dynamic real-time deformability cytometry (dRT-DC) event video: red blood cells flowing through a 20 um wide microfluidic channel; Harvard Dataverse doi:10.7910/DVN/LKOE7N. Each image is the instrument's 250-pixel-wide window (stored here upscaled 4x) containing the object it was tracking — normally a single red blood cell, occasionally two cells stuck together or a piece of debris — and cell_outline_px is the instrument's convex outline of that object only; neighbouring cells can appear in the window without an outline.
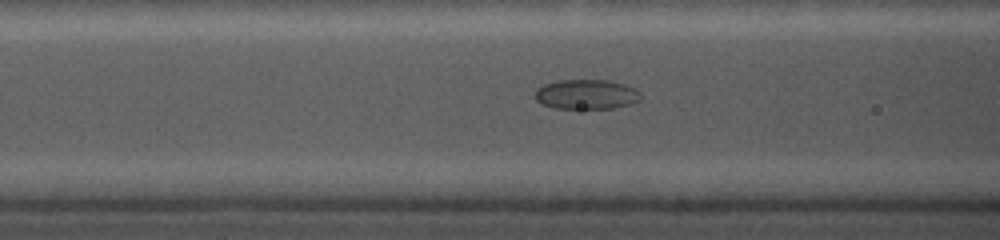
{"species": "common noctule bat (a hibernating species)", "species_latin": "Nyctalus noctula", "temperature_condition": "cold", "stored_images_in_passage": 36, "camera_frame_rate_fps": 5000, "um_per_image_px": 0.085, "animal": {"sex": "female", "body_mass_g": 19.0, "forearm_length_mm": 56.7}, "frame": {"image": 1, "passage_image": 14, "time_ms": 4.8, "image_size_px": [1000, 240], "cell_outline_px": [[640, 100], [628, 104], [612, 108], [556, 108], [540, 104], [532, 96], [536, 88], [544, 84], [556, 80], [608, 80], [624, 84], [636, 88], [640, 92]], "centroid_in_image_um": [49.78, 8.01], "position_along_channel_um": 116.8, "area_um2": 18.5}}
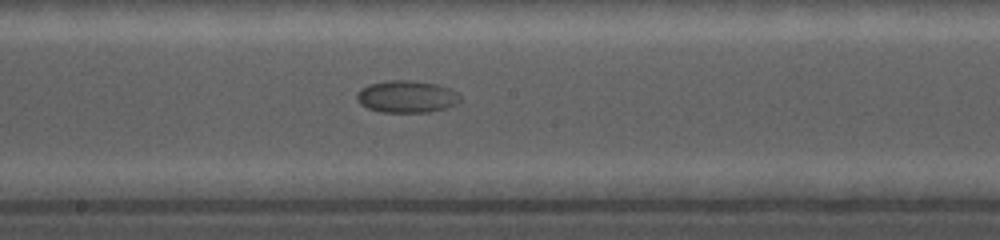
{"frame": {"image": 2, "passage_image": 22, "time_ms": 7.6, "image_size_px": [1000, 240], "cell_outline_px": [[460, 104], [428, 112], [380, 112], [368, 108], [360, 104], [356, 100], [356, 92], [360, 88], [368, 84], [388, 80], [416, 80], [436, 84], [448, 88], [456, 92], [460, 96]], "centroid_in_image_um": [34.54, 8.2], "position_along_channel_um": 213.7, "area_um2": 19.59}}
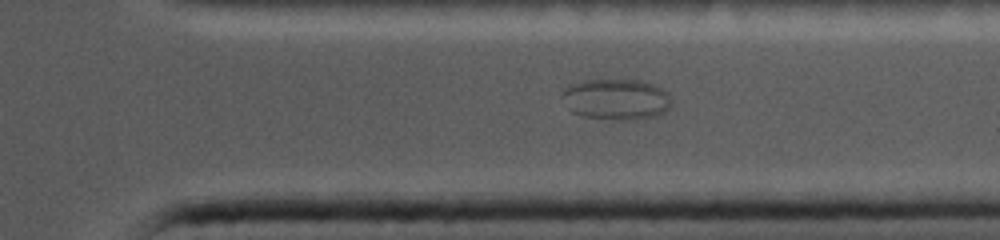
{"frame": {"image": 3, "passage_image": 34, "time_ms": 11.8, "image_size_px": [1000, 240], "cell_outline_px": [[672, 108], [656, 116], [636, 120], [620, 120], [584, 116], [572, 112], [560, 96], [560, 92], [568, 84], [600, 76], [644, 80], [668, 92], [672, 100]], "centroid_in_image_um": [52.37, 8.38], "position_along_channel_um": 359.0, "area_um2": 27.4}}